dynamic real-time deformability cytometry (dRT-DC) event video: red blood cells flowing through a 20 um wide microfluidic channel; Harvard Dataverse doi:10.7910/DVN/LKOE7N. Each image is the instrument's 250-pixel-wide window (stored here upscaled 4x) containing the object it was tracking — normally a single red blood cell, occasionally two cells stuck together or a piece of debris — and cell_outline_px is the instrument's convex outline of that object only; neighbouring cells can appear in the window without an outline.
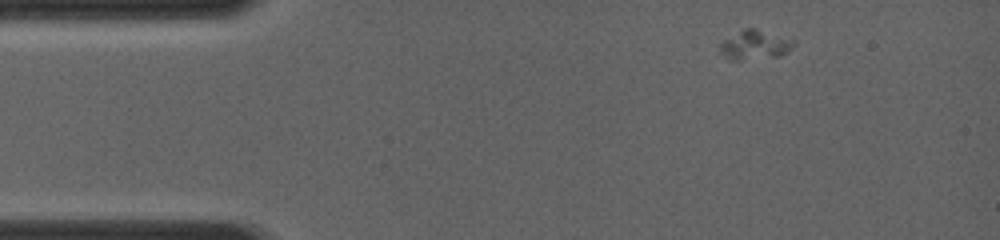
{"species": "common noctule bat (a hibernating species)", "species_latin": "Nyctalus noctula", "temperature_condition": "room temperature", "stored_images_in_passage": 28, "camera_frame_rate_fps": 4000, "um_per_image_px": 0.085, "animal": {"sex": "female", "body_mass_g": 19.0, "forearm_length_mm": 56.7}, "frame": {"image": 1, "passage_image": 1, "time_ms": 0.0, "image_size_px": [1000, 240], "cell_outline_px": [[796, 44], [788, 52], [780, 56], [740, 60], [728, 60], [720, 52], [720, 44], [724, 40], [744, 28], [756, 28], [796, 40]], "centroid_in_image_um": [64.2, 3.82], "position_along_channel_um": 20.8, "area_um2": 12.72}}